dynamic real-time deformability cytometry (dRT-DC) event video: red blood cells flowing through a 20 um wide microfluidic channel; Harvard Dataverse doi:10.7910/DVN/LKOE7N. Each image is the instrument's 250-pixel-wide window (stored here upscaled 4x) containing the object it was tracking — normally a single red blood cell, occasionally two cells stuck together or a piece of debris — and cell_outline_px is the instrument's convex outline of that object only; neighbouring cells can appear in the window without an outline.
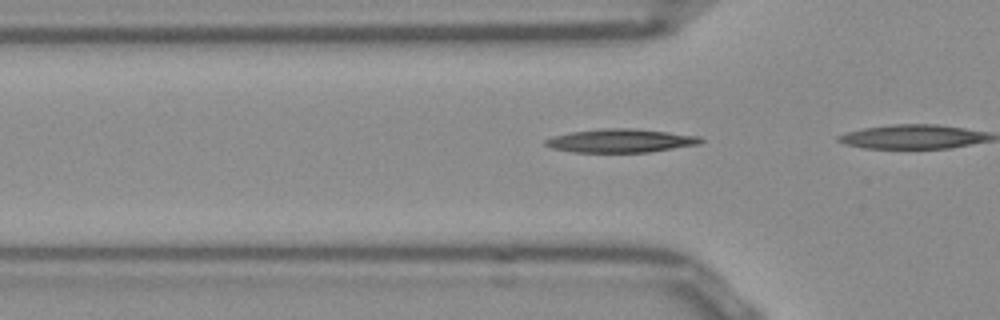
{"species": "Egyptian fruit bat (a non-hibernating species)", "species_latin": "Rousettus aegyptiacus", "temperature_condition": "room temperature", "stored_images_in_passage": 6, "camera_frame_rate_fps": 3000, "um_per_image_px": 0.085, "frame": {"image": 1, "passage_image": 3, "time_ms": 0.667, "image_size_px": [1000, 320], "cell_outline_px": [[704, 140], [696, 144], [648, 152], [576, 152], [552, 148], [544, 144], [544, 140], [552, 136], [572, 132], [600, 128], [636, 128], [700, 136]], "centroid_in_image_um": [52.71, 11.95], "position_along_channel_um": 73.1, "area_um2": 21.1}}